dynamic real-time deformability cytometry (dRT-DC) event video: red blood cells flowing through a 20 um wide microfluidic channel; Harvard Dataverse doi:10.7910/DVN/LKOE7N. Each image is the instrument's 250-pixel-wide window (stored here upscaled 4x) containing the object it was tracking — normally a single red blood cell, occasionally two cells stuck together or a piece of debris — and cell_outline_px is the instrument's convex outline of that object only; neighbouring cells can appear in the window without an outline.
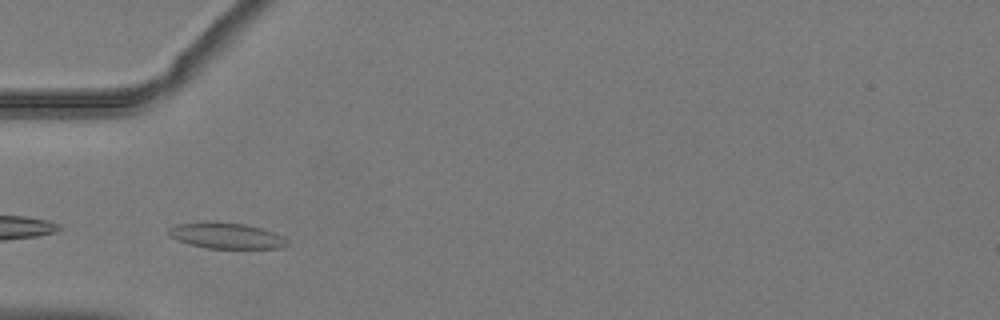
{"species": "common noctule bat (a hibernating species)", "species_latin": "Nyctalus noctula", "temperature_condition": "warm", "stored_images_in_passage": 40, "camera_frame_rate_fps": 3000, "um_per_image_px": 0.085, "animal": {"sex": "male", "body_mass_g": 19.2, "forearm_length_mm": 51.8}, "frame": {"image": 1, "passage_image": 6, "time_ms": 1.667, "image_size_px": [1000, 320], "cell_outline_px": [[288, 244], [280, 248], [208, 248], [188, 244], [176, 240], [168, 236], [168, 228], [176, 224], [212, 220], [244, 224], [264, 228], [284, 236], [288, 240]], "centroid_in_image_um": [19.21, 20.01], "position_along_channel_um": 65.8, "area_um2": 18.32}}
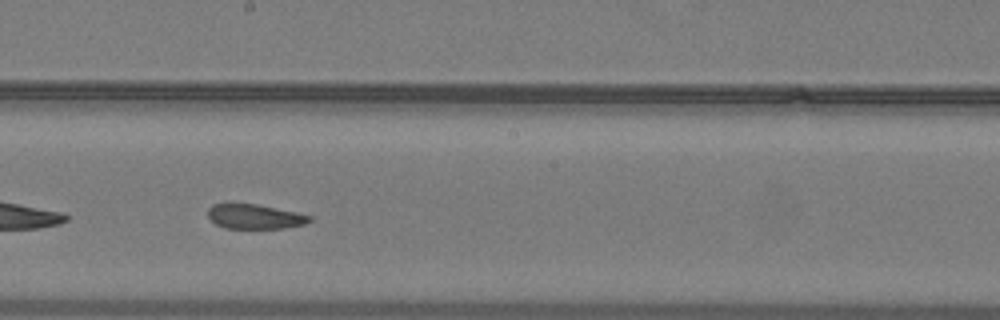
{"frame": {"image": 2, "passage_image": 18, "time_ms": 5.667, "image_size_px": [1000, 320], "cell_outline_px": [[312, 220], [304, 224], [284, 228], [224, 228], [216, 224], [208, 216], [208, 208], [212, 204], [256, 204], [296, 212], [312, 216]], "centroid_in_image_um": [21.66, 18.41], "position_along_channel_um": 226.5, "area_um2": 14.45}}
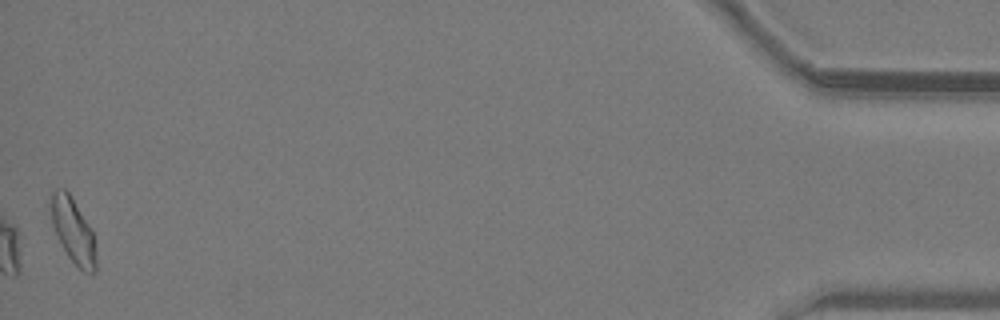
{"frame": {"image": 3, "passage_image": 40, "time_ms": 13.0, "image_size_px": [1000, 320], "cell_outline_px": [[96, 272], [84, 272], [68, 256], [52, 224], [52, 192], [56, 188], [64, 188], [68, 192], [92, 228], [96, 248]], "centroid_in_image_um": [6.26, 19.61], "position_along_channel_um": 428.9, "area_um2": 16.7}, "authors_computed_cell_mechanics": {"area_um2": 16.6753, "velocity_mm_per_s": 4.0417, "shape_relaxation_time_tau1_ms": null, "shape_relaxation_time_tau2_ms": 2.371, "deformation_change_tau1": null, "deformation_change_tau2": 0.0933}}